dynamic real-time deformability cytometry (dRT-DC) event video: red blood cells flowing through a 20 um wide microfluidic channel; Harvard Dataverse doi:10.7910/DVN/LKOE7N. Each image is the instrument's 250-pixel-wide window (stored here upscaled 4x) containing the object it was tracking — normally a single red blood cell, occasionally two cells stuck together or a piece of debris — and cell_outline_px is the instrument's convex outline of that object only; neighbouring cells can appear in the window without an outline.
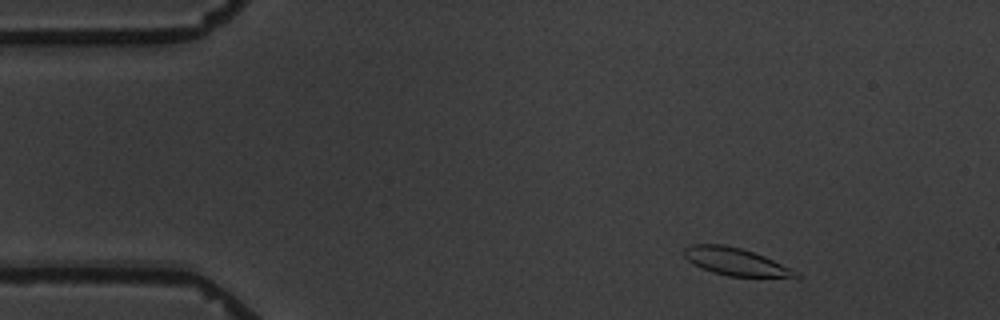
{"species": "common noctule bat (a hibernating species)", "species_latin": "Nyctalus noctula", "temperature_condition": "warm", "stored_images_in_passage": 10, "camera_frame_rate_fps": 3000, "um_per_image_px": 0.085, "animal": {"sex": "male", "body_mass_g": 19.5, "forearm_length_mm": 54.6}, "frame": {"image": 1, "passage_image": 1, "time_ms": 0.0, "image_size_px": [1000, 320], "cell_outline_px": [[800, 276], [728, 276], [712, 272], [692, 264], [684, 256], [684, 248], [692, 244], [724, 244], [740, 248], [764, 256], [796, 272]], "centroid_in_image_um": [62.39, 22.21], "position_along_channel_um": 22.6, "area_um2": 17.28}}
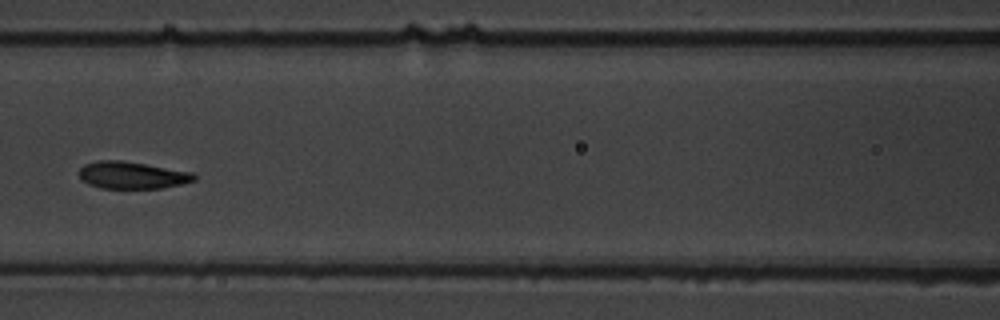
{"frame": {"image": 2, "passage_image": 6, "time_ms": 6.0, "image_size_px": [1000, 320], "cell_outline_px": [[196, 180], [164, 188], [100, 188], [88, 184], [80, 180], [80, 168], [84, 164], [100, 160], [120, 160], [192, 172], [196, 176]], "centroid_in_image_um": [11.2, 14.9], "position_along_channel_um": 155.4, "area_um2": 18.09}}
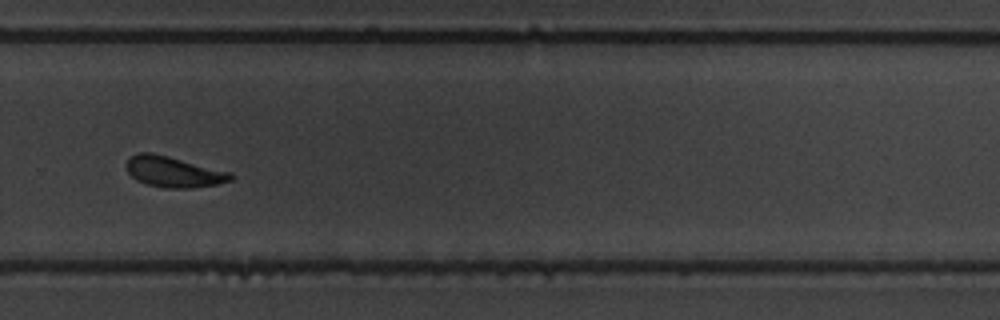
{"frame": {"image": 3, "passage_image": 10, "time_ms": 10.667, "image_size_px": [1000, 320], "cell_outline_px": [[232, 180], [216, 184], [192, 188], [164, 188], [148, 184], [136, 180], [128, 172], [124, 164], [128, 156], [140, 152], [152, 152], [232, 172]], "centroid_in_image_um": [14.71, 14.59], "position_along_channel_um": 315.1, "area_um2": 18.84}}